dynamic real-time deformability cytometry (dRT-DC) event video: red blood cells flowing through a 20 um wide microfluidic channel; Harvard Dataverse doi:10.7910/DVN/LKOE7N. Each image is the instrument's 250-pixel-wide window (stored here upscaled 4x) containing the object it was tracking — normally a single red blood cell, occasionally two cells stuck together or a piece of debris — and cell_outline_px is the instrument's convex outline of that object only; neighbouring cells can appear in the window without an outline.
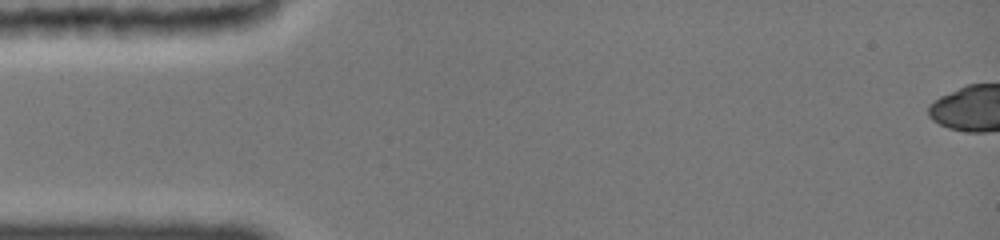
{"species": "common noctule bat (a hibernating species)", "species_latin": "Nyctalus noctula", "temperature_condition": "cold", "stored_images_in_passage": 1, "camera_frame_rate_fps": 3000, "um_per_image_px": 0.085, "animal": {"sex": "female", "body_mass_g": 19.0, "forearm_length_mm": 51.5}, "frame": {"image": 1, "passage_image": 1, "time_ms": 0.0, "image_size_px": [1000, 240], "cell_outline_px": [[144, 20], [140, 28], [120, 36], [56, 36], [24, 32], [12, 24], [28, 20]], "centroid_in_image_um": [6.78, 2.33], "position_along_channel_um": 78.2, "area_um2": 12.95}}